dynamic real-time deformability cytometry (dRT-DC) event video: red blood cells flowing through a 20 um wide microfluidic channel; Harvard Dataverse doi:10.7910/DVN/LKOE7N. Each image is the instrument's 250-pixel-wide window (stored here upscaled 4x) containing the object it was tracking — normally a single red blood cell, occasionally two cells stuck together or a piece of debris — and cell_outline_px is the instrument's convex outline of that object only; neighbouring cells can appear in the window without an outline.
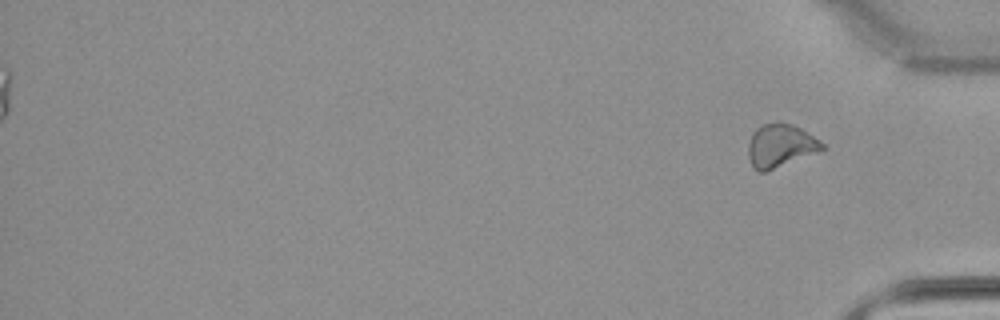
{"species": "common noctule bat (a hibernating species)", "species_latin": "Nyctalus noctula", "temperature_condition": "warm", "stored_images_in_passage": 32, "segment_of_instrument_passage": [2, 2], "camera_frame_rate_fps": 3000, "um_per_image_px": 0.085, "animal": {"sex": "male", "body_mass_g": 21.5, "forearm_length_mm": 52.0}, "frame": {"image": 1, "passage_image": 32, "time_ms": 10.333, "image_size_px": [1000, 320], "cell_outline_px": [[824, 148], [820, 152], [764, 172], [760, 172], [752, 168], [748, 156], [748, 144], [752, 132], [756, 128], [764, 124], [792, 124], [800, 128], [820, 140], [824, 144]], "centroid_in_image_um": [66.33, 12.41], "position_along_channel_um": 368.9, "area_um2": 18.5}}